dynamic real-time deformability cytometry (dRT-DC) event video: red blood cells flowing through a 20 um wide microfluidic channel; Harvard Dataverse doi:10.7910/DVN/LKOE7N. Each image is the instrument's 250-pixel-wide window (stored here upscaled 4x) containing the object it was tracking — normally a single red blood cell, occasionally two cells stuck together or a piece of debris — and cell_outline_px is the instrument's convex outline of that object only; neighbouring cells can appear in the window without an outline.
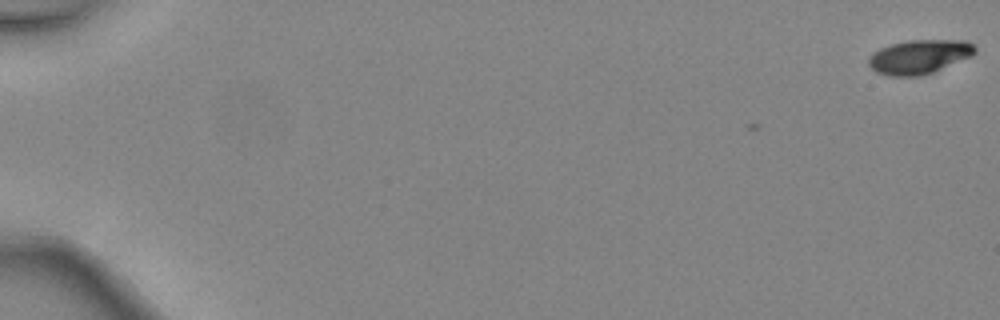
{"species": "common noctule bat (a hibernating species)", "species_latin": "Nyctalus noctula", "temperature_condition": "warm", "stored_images_in_passage": 3, "camera_frame_rate_fps": 3000, "um_per_image_px": 0.085, "animal": {"sex": "female", "body_mass_g": 24.6, "forearm_length_mm": 56.2}, "frame": {"image": 1, "passage_image": 1, "time_ms": 0.0, "image_size_px": [1000, 320], "cell_outline_px": [[976, 52], [972, 56], [932, 72], [920, 76], [888, 76], [876, 72], [868, 64], [868, 56], [872, 52], [880, 48], [892, 44], [908, 40], [968, 40], [976, 48]], "centroid_in_image_um": [78.12, 4.82], "position_along_channel_um": 6.9, "area_um2": 21.21}}